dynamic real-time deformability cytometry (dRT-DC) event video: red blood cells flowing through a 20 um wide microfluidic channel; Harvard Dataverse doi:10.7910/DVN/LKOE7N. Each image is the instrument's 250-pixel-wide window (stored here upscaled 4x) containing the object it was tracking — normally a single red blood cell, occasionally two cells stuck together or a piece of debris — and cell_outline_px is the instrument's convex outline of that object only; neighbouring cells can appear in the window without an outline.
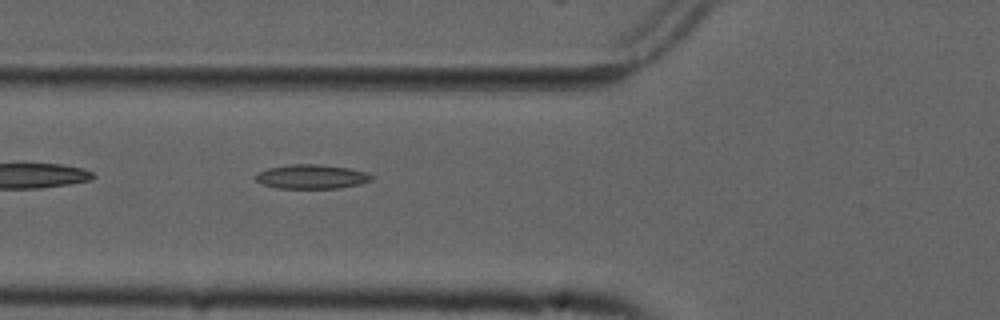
{"species": "common noctule bat (a hibernating species)", "species_latin": "Nyctalus noctula", "temperature_condition": "cold", "stored_images_in_passage": 6, "camera_frame_rate_fps": 3000, "um_per_image_px": 0.085, "animal": {"sex": "male", "forearm_length_mm": 52.5}, "frame": {"image": 1, "passage_image": 6, "time_ms": 1.667, "image_size_px": [1000, 320], "cell_outline_px": [[376, 176], [372, 180], [360, 184], [340, 188], [276, 188], [264, 184], [256, 180], [256, 172], [268, 168], [292, 164], [320, 164], [348, 168], [368, 172]], "centroid_in_image_um": [26.54, 15.01], "position_along_channel_um": 99.3, "area_um2": 16.47}}